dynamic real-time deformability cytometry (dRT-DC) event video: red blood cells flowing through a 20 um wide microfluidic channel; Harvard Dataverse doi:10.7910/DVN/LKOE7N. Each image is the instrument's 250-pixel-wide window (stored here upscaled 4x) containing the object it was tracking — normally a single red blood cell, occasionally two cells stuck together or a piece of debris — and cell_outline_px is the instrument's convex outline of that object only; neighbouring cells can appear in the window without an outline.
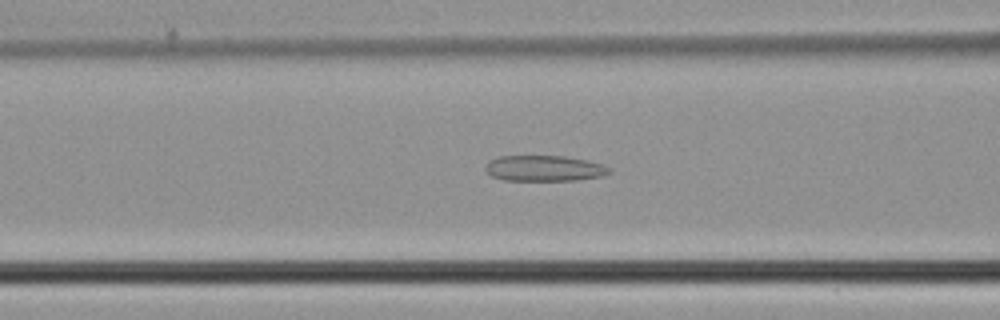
{"species": "common noctule bat (a hibernating species)", "species_latin": "Nyctalus noctula", "temperature_condition": "cold", "stored_images_in_passage": 36, "camera_frame_rate_fps": 3000, "um_per_image_px": 0.085, "animal": {"sex": "male", "body_mass_g": 21.5, "forearm_length_mm": 52.0}, "frame": {"image": 1, "passage_image": 13, "time_ms": 4.0, "image_size_px": [1000, 320], "cell_outline_px": [[612, 172], [604, 176], [576, 180], [504, 180], [492, 176], [484, 168], [488, 160], [500, 156], [564, 156], [588, 160], [604, 164], [612, 168]], "centroid_in_image_um": [46.32, 14.3], "position_along_channel_um": 120.3, "area_um2": 18.79}}
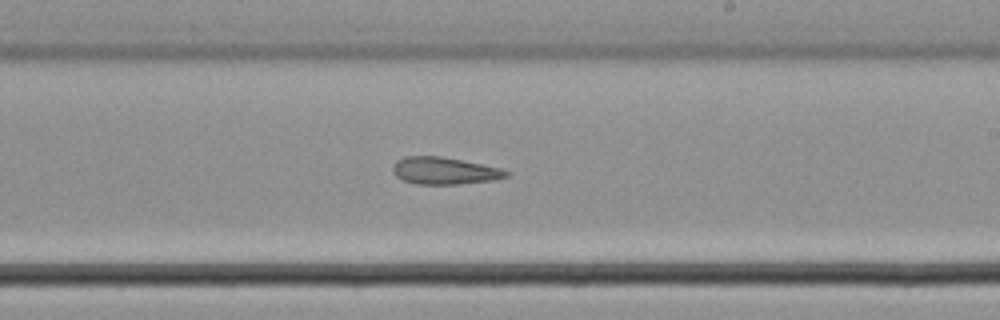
{"frame": {"image": 2, "passage_image": 22, "time_ms": 7.0, "image_size_px": [1000, 320], "cell_outline_px": [[508, 176], [492, 180], [456, 184], [416, 184], [404, 180], [396, 176], [392, 172], [392, 168], [396, 160], [404, 156], [440, 156], [500, 168], [508, 172]], "centroid_in_image_um": [37.71, 14.51], "position_along_channel_um": 251.3, "area_um2": 17.69}}
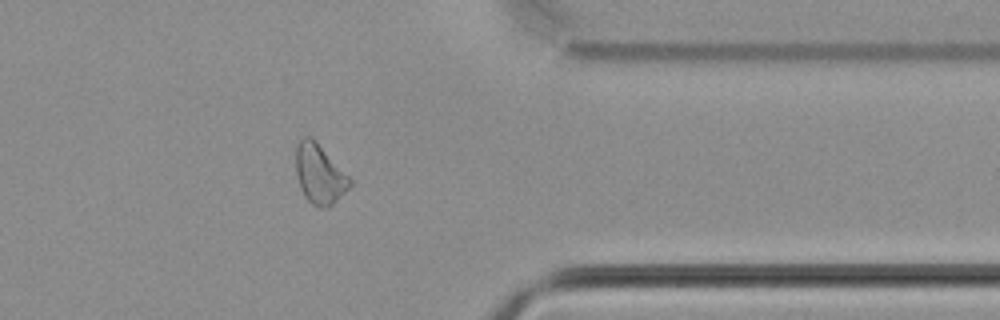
{"frame": {"image": 3, "passage_image": 32, "time_ms": 10.333, "image_size_px": [1000, 320], "cell_outline_px": [[352, 184], [328, 208], [320, 208], [312, 204], [304, 196], [300, 188], [296, 172], [296, 148], [300, 140], [304, 136], [312, 136], [316, 140], [352, 180]], "centroid_in_image_um": [27.14, 14.79], "position_along_channel_um": 384.3, "area_um2": 18.61}}